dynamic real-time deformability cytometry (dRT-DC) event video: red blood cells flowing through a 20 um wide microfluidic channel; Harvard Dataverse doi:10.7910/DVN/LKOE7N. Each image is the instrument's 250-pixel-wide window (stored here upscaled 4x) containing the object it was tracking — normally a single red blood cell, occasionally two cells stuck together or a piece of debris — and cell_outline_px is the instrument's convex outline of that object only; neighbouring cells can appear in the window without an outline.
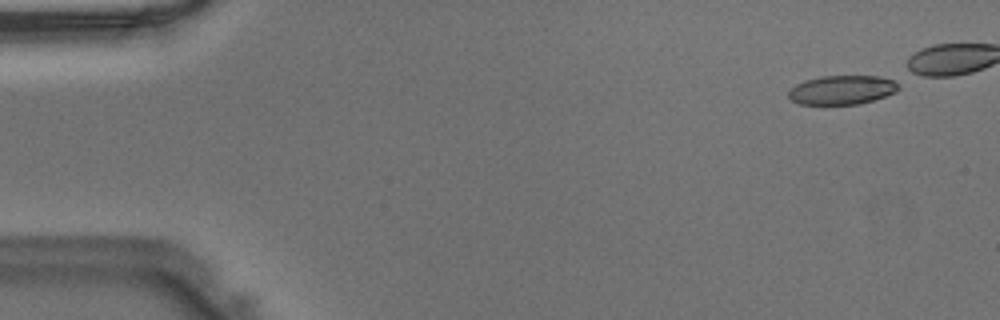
{"species": "Egyptian fruit bat (a non-hibernating species)", "species_latin": "Rousettus aegyptiacus", "temperature_condition": "warm", "stored_images_in_passage": 36, "camera_frame_rate_fps": 3000, "um_per_image_px": 0.085, "animal": {"sex": "male"}, "frame": {"image": 1, "passage_image": 1, "time_ms": 0.0, "image_size_px": [1000, 320], "cell_outline_px": [[900, 88], [896, 92], [860, 104], [800, 104], [792, 100], [788, 96], [788, 92], [796, 84], [804, 80], [820, 76], [880, 76], [892, 80]], "centroid_in_image_um": [71.55, 7.64], "position_along_channel_um": 13.5, "area_um2": 18.5}}
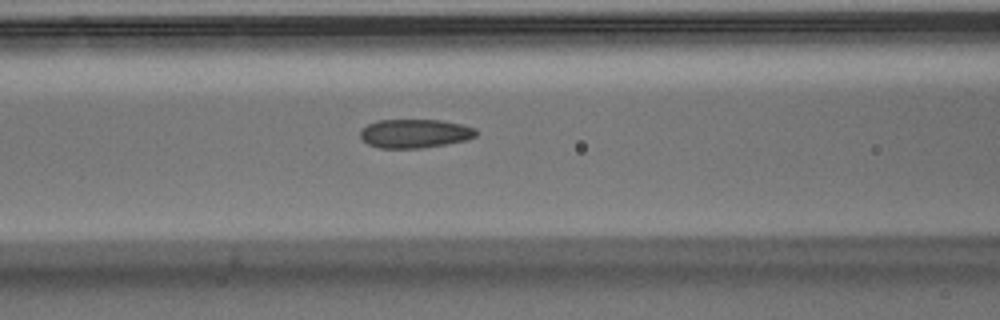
{"frame": {"image": 2, "passage_image": 17, "time_ms": 5.333, "image_size_px": [1000, 320], "cell_outline_px": [[476, 136], [464, 140], [424, 148], [380, 148], [368, 144], [360, 136], [360, 128], [376, 120], [440, 120], [460, 124], [476, 128]], "centroid_in_image_um": [35.22, 11.34], "position_along_channel_um": 131.4, "area_um2": 19.36}}
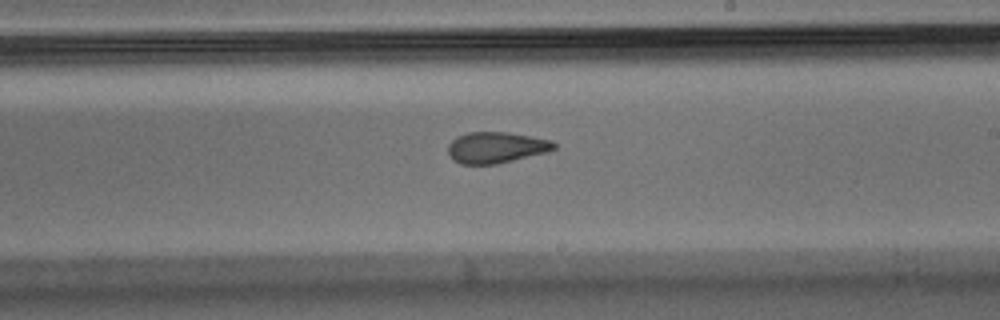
{"frame": {"image": 3, "passage_image": 25, "time_ms": 8.0, "image_size_px": [1000, 320], "cell_outline_px": [[556, 148], [548, 152], [496, 164], [460, 164], [452, 160], [448, 152], [448, 144], [456, 136], [468, 132], [508, 132], [552, 140], [556, 144]], "centroid_in_image_um": [42.16, 12.53], "position_along_channel_um": 246.8, "area_um2": 19.36}}